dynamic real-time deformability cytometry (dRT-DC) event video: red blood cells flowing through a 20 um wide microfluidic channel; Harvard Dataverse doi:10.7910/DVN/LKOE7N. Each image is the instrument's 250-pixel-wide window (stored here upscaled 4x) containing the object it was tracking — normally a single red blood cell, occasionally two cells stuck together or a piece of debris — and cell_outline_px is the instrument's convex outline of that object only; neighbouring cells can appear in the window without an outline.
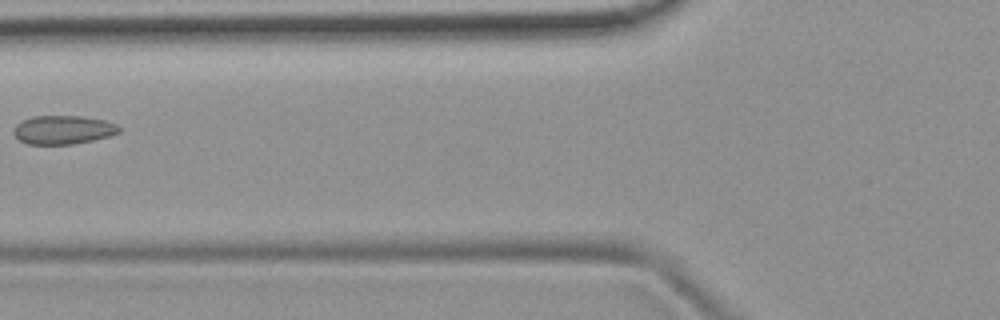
{"species": "common noctule bat (a hibernating species)", "species_latin": "Nyctalus noctula", "temperature_condition": "room temperature", "stored_images_in_passage": 3, "camera_frame_rate_fps": 3000, "um_per_image_px": 0.085, "animal": {"sex": "female", "body_mass_g": 19.9}, "frame": {"image": 1, "passage_image": 2, "time_ms": 1.333, "image_size_px": [1000, 320], "cell_outline_px": [[120, 132], [108, 136], [92, 140], [72, 144], [28, 144], [20, 140], [12, 132], [16, 124], [32, 116], [84, 116], [104, 120], [116, 124], [120, 128]], "centroid_in_image_um": [5.36, 11.03], "position_along_channel_um": 120.4, "area_um2": 17.51}}
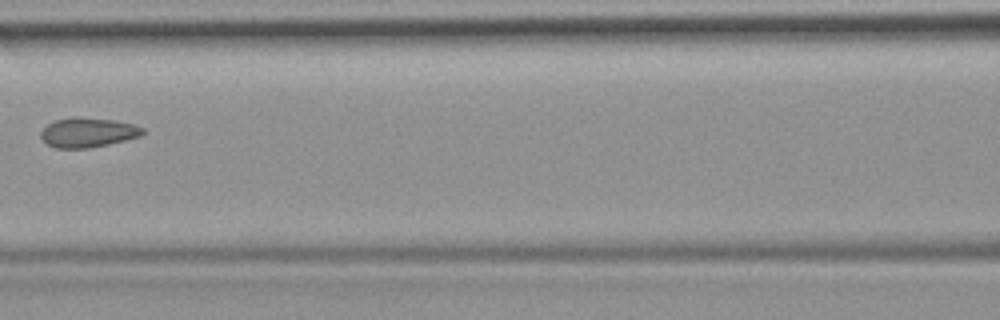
{"frame": {"image": 2, "passage_image": 3, "time_ms": 2.333, "image_size_px": [1000, 320], "cell_outline_px": [[144, 132], [140, 136], [108, 144], [88, 148], [56, 148], [48, 144], [40, 136], [40, 132], [48, 124], [56, 120], [72, 116], [76, 116], [116, 120], [132, 124], [144, 128]], "centroid_in_image_um": [7.46, 11.24], "position_along_channel_um": 159.1, "area_um2": 17.51}}